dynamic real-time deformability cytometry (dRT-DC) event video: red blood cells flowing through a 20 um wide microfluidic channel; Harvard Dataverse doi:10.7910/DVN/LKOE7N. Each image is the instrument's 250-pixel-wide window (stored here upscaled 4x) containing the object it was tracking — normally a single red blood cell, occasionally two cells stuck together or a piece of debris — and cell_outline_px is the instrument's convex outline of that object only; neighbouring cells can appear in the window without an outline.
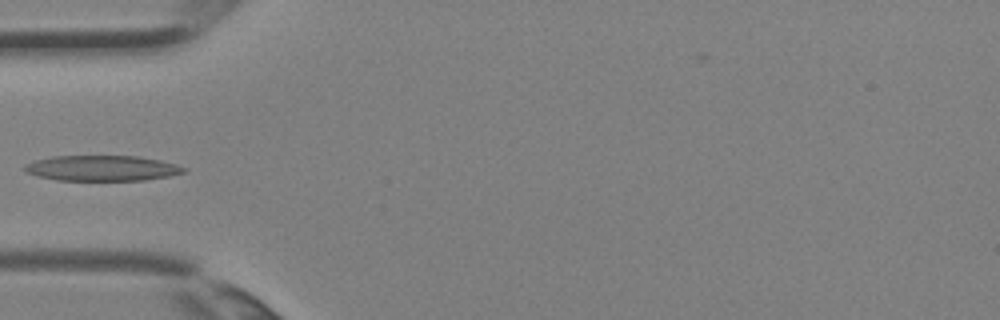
{"species": "Egyptian fruit bat (a non-hibernating species)", "species_latin": "Rousettus aegyptiacus", "temperature_condition": "room temperature", "stored_images_in_passage": 2, "camera_frame_rate_fps": 3000, "um_per_image_px": 0.085, "animal": {"sex": "female"}, "frame": {"image": 1, "passage_image": 2, "time_ms": 0.333, "image_size_px": [1000, 320], "cell_outline_px": [[188, 168], [184, 172], [168, 176], [144, 180], [56, 180], [40, 176], [28, 172], [24, 168], [24, 164], [36, 160], [52, 156], [136, 156], [160, 160], [176, 164]], "centroid_in_image_um": [8.69, 14.29], "position_along_channel_um": 76.3, "area_um2": 23.41}}